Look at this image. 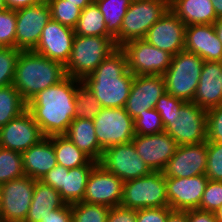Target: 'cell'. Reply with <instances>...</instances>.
Returning a JSON list of instances; mask_svg holds the SVG:
<instances>
[{"instance_id": "obj_1", "label": "cell", "mask_w": 222, "mask_h": 222, "mask_svg": "<svg viewBox=\"0 0 222 222\" xmlns=\"http://www.w3.org/2000/svg\"><path fill=\"white\" fill-rule=\"evenodd\" d=\"M81 80L66 76L61 82L40 91L27 103L44 135H64L74 119L75 95Z\"/></svg>"}, {"instance_id": "obj_2", "label": "cell", "mask_w": 222, "mask_h": 222, "mask_svg": "<svg viewBox=\"0 0 222 222\" xmlns=\"http://www.w3.org/2000/svg\"><path fill=\"white\" fill-rule=\"evenodd\" d=\"M124 51L117 47L81 83L98 99L102 108L124 107L134 79Z\"/></svg>"}, {"instance_id": "obj_3", "label": "cell", "mask_w": 222, "mask_h": 222, "mask_svg": "<svg viewBox=\"0 0 222 222\" xmlns=\"http://www.w3.org/2000/svg\"><path fill=\"white\" fill-rule=\"evenodd\" d=\"M65 66L33 50L21 51L15 67L13 86L28 103L40 91L61 82Z\"/></svg>"}, {"instance_id": "obj_4", "label": "cell", "mask_w": 222, "mask_h": 222, "mask_svg": "<svg viewBox=\"0 0 222 222\" xmlns=\"http://www.w3.org/2000/svg\"><path fill=\"white\" fill-rule=\"evenodd\" d=\"M116 48L113 37L75 35L71 55L65 65L67 76L82 80Z\"/></svg>"}, {"instance_id": "obj_5", "label": "cell", "mask_w": 222, "mask_h": 222, "mask_svg": "<svg viewBox=\"0 0 222 222\" xmlns=\"http://www.w3.org/2000/svg\"><path fill=\"white\" fill-rule=\"evenodd\" d=\"M204 60L186 50L172 56L171 64L165 72V88L170 95L192 102L198 87Z\"/></svg>"}, {"instance_id": "obj_6", "label": "cell", "mask_w": 222, "mask_h": 222, "mask_svg": "<svg viewBox=\"0 0 222 222\" xmlns=\"http://www.w3.org/2000/svg\"><path fill=\"white\" fill-rule=\"evenodd\" d=\"M170 9V0L132 1L125 16L119 35L115 38L116 47L127 42L144 39L148 30Z\"/></svg>"}, {"instance_id": "obj_7", "label": "cell", "mask_w": 222, "mask_h": 222, "mask_svg": "<svg viewBox=\"0 0 222 222\" xmlns=\"http://www.w3.org/2000/svg\"><path fill=\"white\" fill-rule=\"evenodd\" d=\"M127 209L169 207L166 177L162 171H152L144 177L123 183V197L120 204Z\"/></svg>"}, {"instance_id": "obj_8", "label": "cell", "mask_w": 222, "mask_h": 222, "mask_svg": "<svg viewBox=\"0 0 222 222\" xmlns=\"http://www.w3.org/2000/svg\"><path fill=\"white\" fill-rule=\"evenodd\" d=\"M93 122L99 146L103 150L131 142L135 136L134 119L124 107L102 108Z\"/></svg>"}, {"instance_id": "obj_9", "label": "cell", "mask_w": 222, "mask_h": 222, "mask_svg": "<svg viewBox=\"0 0 222 222\" xmlns=\"http://www.w3.org/2000/svg\"><path fill=\"white\" fill-rule=\"evenodd\" d=\"M164 128L178 146L207 141V110L194 102H185L179 116L170 120Z\"/></svg>"}, {"instance_id": "obj_10", "label": "cell", "mask_w": 222, "mask_h": 222, "mask_svg": "<svg viewBox=\"0 0 222 222\" xmlns=\"http://www.w3.org/2000/svg\"><path fill=\"white\" fill-rule=\"evenodd\" d=\"M35 182L24 175L0 185V222H25Z\"/></svg>"}, {"instance_id": "obj_11", "label": "cell", "mask_w": 222, "mask_h": 222, "mask_svg": "<svg viewBox=\"0 0 222 222\" xmlns=\"http://www.w3.org/2000/svg\"><path fill=\"white\" fill-rule=\"evenodd\" d=\"M127 58V68L134 75H164L172 55L144 39L127 42L120 47Z\"/></svg>"}, {"instance_id": "obj_12", "label": "cell", "mask_w": 222, "mask_h": 222, "mask_svg": "<svg viewBox=\"0 0 222 222\" xmlns=\"http://www.w3.org/2000/svg\"><path fill=\"white\" fill-rule=\"evenodd\" d=\"M97 164L92 160L88 165L71 169L57 164L40 181L59 191L63 201L72 205L83 200L89 175Z\"/></svg>"}, {"instance_id": "obj_13", "label": "cell", "mask_w": 222, "mask_h": 222, "mask_svg": "<svg viewBox=\"0 0 222 222\" xmlns=\"http://www.w3.org/2000/svg\"><path fill=\"white\" fill-rule=\"evenodd\" d=\"M99 164L123 182L144 177L152 172L137 154L132 141L106 148Z\"/></svg>"}, {"instance_id": "obj_14", "label": "cell", "mask_w": 222, "mask_h": 222, "mask_svg": "<svg viewBox=\"0 0 222 222\" xmlns=\"http://www.w3.org/2000/svg\"><path fill=\"white\" fill-rule=\"evenodd\" d=\"M16 36L15 48L31 51L36 48L45 25L51 20L48 2L15 10Z\"/></svg>"}, {"instance_id": "obj_15", "label": "cell", "mask_w": 222, "mask_h": 222, "mask_svg": "<svg viewBox=\"0 0 222 222\" xmlns=\"http://www.w3.org/2000/svg\"><path fill=\"white\" fill-rule=\"evenodd\" d=\"M123 183L119 177L98 163L89 175L82 201L110 208L120 206L123 197Z\"/></svg>"}, {"instance_id": "obj_16", "label": "cell", "mask_w": 222, "mask_h": 222, "mask_svg": "<svg viewBox=\"0 0 222 222\" xmlns=\"http://www.w3.org/2000/svg\"><path fill=\"white\" fill-rule=\"evenodd\" d=\"M165 92L163 75H135L124 109L135 119L145 110L155 108L159 98Z\"/></svg>"}, {"instance_id": "obj_17", "label": "cell", "mask_w": 222, "mask_h": 222, "mask_svg": "<svg viewBox=\"0 0 222 222\" xmlns=\"http://www.w3.org/2000/svg\"><path fill=\"white\" fill-rule=\"evenodd\" d=\"M42 138L44 135L28 110L0 127V145L12 151L22 153Z\"/></svg>"}, {"instance_id": "obj_18", "label": "cell", "mask_w": 222, "mask_h": 222, "mask_svg": "<svg viewBox=\"0 0 222 222\" xmlns=\"http://www.w3.org/2000/svg\"><path fill=\"white\" fill-rule=\"evenodd\" d=\"M186 25L170 9L147 32L146 40L172 56L185 48Z\"/></svg>"}, {"instance_id": "obj_19", "label": "cell", "mask_w": 222, "mask_h": 222, "mask_svg": "<svg viewBox=\"0 0 222 222\" xmlns=\"http://www.w3.org/2000/svg\"><path fill=\"white\" fill-rule=\"evenodd\" d=\"M137 154L152 171H163L178 147L174 138L161 132L152 135H137L132 139Z\"/></svg>"}, {"instance_id": "obj_20", "label": "cell", "mask_w": 222, "mask_h": 222, "mask_svg": "<svg viewBox=\"0 0 222 222\" xmlns=\"http://www.w3.org/2000/svg\"><path fill=\"white\" fill-rule=\"evenodd\" d=\"M207 141L180 145L162 171L165 177L189 178L206 173Z\"/></svg>"}, {"instance_id": "obj_21", "label": "cell", "mask_w": 222, "mask_h": 222, "mask_svg": "<svg viewBox=\"0 0 222 222\" xmlns=\"http://www.w3.org/2000/svg\"><path fill=\"white\" fill-rule=\"evenodd\" d=\"M74 37V29L51 19L43 28L33 51L65 66L71 55Z\"/></svg>"}, {"instance_id": "obj_22", "label": "cell", "mask_w": 222, "mask_h": 222, "mask_svg": "<svg viewBox=\"0 0 222 222\" xmlns=\"http://www.w3.org/2000/svg\"><path fill=\"white\" fill-rule=\"evenodd\" d=\"M208 180L205 174L189 178L166 177L169 207L174 210L198 209Z\"/></svg>"}, {"instance_id": "obj_23", "label": "cell", "mask_w": 222, "mask_h": 222, "mask_svg": "<svg viewBox=\"0 0 222 222\" xmlns=\"http://www.w3.org/2000/svg\"><path fill=\"white\" fill-rule=\"evenodd\" d=\"M184 50L197 54L204 61L222 62V42L213 24L186 26Z\"/></svg>"}, {"instance_id": "obj_24", "label": "cell", "mask_w": 222, "mask_h": 222, "mask_svg": "<svg viewBox=\"0 0 222 222\" xmlns=\"http://www.w3.org/2000/svg\"><path fill=\"white\" fill-rule=\"evenodd\" d=\"M222 62L204 61L192 102L209 110L222 104Z\"/></svg>"}, {"instance_id": "obj_25", "label": "cell", "mask_w": 222, "mask_h": 222, "mask_svg": "<svg viewBox=\"0 0 222 222\" xmlns=\"http://www.w3.org/2000/svg\"><path fill=\"white\" fill-rule=\"evenodd\" d=\"M21 154L24 175L36 181H40L51 168L57 165L51 136L42 138Z\"/></svg>"}, {"instance_id": "obj_26", "label": "cell", "mask_w": 222, "mask_h": 222, "mask_svg": "<svg viewBox=\"0 0 222 222\" xmlns=\"http://www.w3.org/2000/svg\"><path fill=\"white\" fill-rule=\"evenodd\" d=\"M170 10L186 26L213 24L218 19L212 0H170Z\"/></svg>"}, {"instance_id": "obj_27", "label": "cell", "mask_w": 222, "mask_h": 222, "mask_svg": "<svg viewBox=\"0 0 222 222\" xmlns=\"http://www.w3.org/2000/svg\"><path fill=\"white\" fill-rule=\"evenodd\" d=\"M64 135L92 160L101 161L104 150L99 146L93 120L73 119Z\"/></svg>"}, {"instance_id": "obj_28", "label": "cell", "mask_w": 222, "mask_h": 222, "mask_svg": "<svg viewBox=\"0 0 222 222\" xmlns=\"http://www.w3.org/2000/svg\"><path fill=\"white\" fill-rule=\"evenodd\" d=\"M65 204L59 191L41 181H36L25 222H40L49 212L62 208Z\"/></svg>"}, {"instance_id": "obj_29", "label": "cell", "mask_w": 222, "mask_h": 222, "mask_svg": "<svg viewBox=\"0 0 222 222\" xmlns=\"http://www.w3.org/2000/svg\"><path fill=\"white\" fill-rule=\"evenodd\" d=\"M57 164L67 169L76 168L82 165H88L92 159L81 151L65 135L51 136Z\"/></svg>"}, {"instance_id": "obj_30", "label": "cell", "mask_w": 222, "mask_h": 222, "mask_svg": "<svg viewBox=\"0 0 222 222\" xmlns=\"http://www.w3.org/2000/svg\"><path fill=\"white\" fill-rule=\"evenodd\" d=\"M132 0H94L102 13L106 31L115 39L121 30L125 16Z\"/></svg>"}, {"instance_id": "obj_31", "label": "cell", "mask_w": 222, "mask_h": 222, "mask_svg": "<svg viewBox=\"0 0 222 222\" xmlns=\"http://www.w3.org/2000/svg\"><path fill=\"white\" fill-rule=\"evenodd\" d=\"M74 32L80 36L112 37L106 31L105 19L94 2L82 10Z\"/></svg>"}, {"instance_id": "obj_32", "label": "cell", "mask_w": 222, "mask_h": 222, "mask_svg": "<svg viewBox=\"0 0 222 222\" xmlns=\"http://www.w3.org/2000/svg\"><path fill=\"white\" fill-rule=\"evenodd\" d=\"M27 110V103L13 85L0 87V127Z\"/></svg>"}, {"instance_id": "obj_33", "label": "cell", "mask_w": 222, "mask_h": 222, "mask_svg": "<svg viewBox=\"0 0 222 222\" xmlns=\"http://www.w3.org/2000/svg\"><path fill=\"white\" fill-rule=\"evenodd\" d=\"M23 176L22 154L0 147V185Z\"/></svg>"}, {"instance_id": "obj_34", "label": "cell", "mask_w": 222, "mask_h": 222, "mask_svg": "<svg viewBox=\"0 0 222 222\" xmlns=\"http://www.w3.org/2000/svg\"><path fill=\"white\" fill-rule=\"evenodd\" d=\"M75 104L74 119L93 120L102 109L98 99L82 83L78 85L75 95Z\"/></svg>"}, {"instance_id": "obj_35", "label": "cell", "mask_w": 222, "mask_h": 222, "mask_svg": "<svg viewBox=\"0 0 222 222\" xmlns=\"http://www.w3.org/2000/svg\"><path fill=\"white\" fill-rule=\"evenodd\" d=\"M47 2L50 6L52 20L72 29L75 28L82 9L67 0H47Z\"/></svg>"}, {"instance_id": "obj_36", "label": "cell", "mask_w": 222, "mask_h": 222, "mask_svg": "<svg viewBox=\"0 0 222 222\" xmlns=\"http://www.w3.org/2000/svg\"><path fill=\"white\" fill-rule=\"evenodd\" d=\"M110 207L83 201L72 204V222H107Z\"/></svg>"}, {"instance_id": "obj_37", "label": "cell", "mask_w": 222, "mask_h": 222, "mask_svg": "<svg viewBox=\"0 0 222 222\" xmlns=\"http://www.w3.org/2000/svg\"><path fill=\"white\" fill-rule=\"evenodd\" d=\"M134 130L137 135H152L164 132L165 128L160 114L152 108L134 119Z\"/></svg>"}, {"instance_id": "obj_38", "label": "cell", "mask_w": 222, "mask_h": 222, "mask_svg": "<svg viewBox=\"0 0 222 222\" xmlns=\"http://www.w3.org/2000/svg\"><path fill=\"white\" fill-rule=\"evenodd\" d=\"M20 52V49L0 47V87L13 84L16 62Z\"/></svg>"}, {"instance_id": "obj_39", "label": "cell", "mask_w": 222, "mask_h": 222, "mask_svg": "<svg viewBox=\"0 0 222 222\" xmlns=\"http://www.w3.org/2000/svg\"><path fill=\"white\" fill-rule=\"evenodd\" d=\"M209 180L222 181V143L207 140V169Z\"/></svg>"}, {"instance_id": "obj_40", "label": "cell", "mask_w": 222, "mask_h": 222, "mask_svg": "<svg viewBox=\"0 0 222 222\" xmlns=\"http://www.w3.org/2000/svg\"><path fill=\"white\" fill-rule=\"evenodd\" d=\"M16 13L5 9L0 12V47L15 48Z\"/></svg>"}, {"instance_id": "obj_41", "label": "cell", "mask_w": 222, "mask_h": 222, "mask_svg": "<svg viewBox=\"0 0 222 222\" xmlns=\"http://www.w3.org/2000/svg\"><path fill=\"white\" fill-rule=\"evenodd\" d=\"M184 103V100L178 99L167 92L159 98L154 109L160 114L164 127L170 120L179 116L180 108Z\"/></svg>"}, {"instance_id": "obj_42", "label": "cell", "mask_w": 222, "mask_h": 222, "mask_svg": "<svg viewBox=\"0 0 222 222\" xmlns=\"http://www.w3.org/2000/svg\"><path fill=\"white\" fill-rule=\"evenodd\" d=\"M222 205V181L208 180L199 210L215 212Z\"/></svg>"}, {"instance_id": "obj_43", "label": "cell", "mask_w": 222, "mask_h": 222, "mask_svg": "<svg viewBox=\"0 0 222 222\" xmlns=\"http://www.w3.org/2000/svg\"><path fill=\"white\" fill-rule=\"evenodd\" d=\"M207 140L222 143V104L207 110Z\"/></svg>"}, {"instance_id": "obj_44", "label": "cell", "mask_w": 222, "mask_h": 222, "mask_svg": "<svg viewBox=\"0 0 222 222\" xmlns=\"http://www.w3.org/2000/svg\"><path fill=\"white\" fill-rule=\"evenodd\" d=\"M168 207L143 208L137 210L136 222H166Z\"/></svg>"}, {"instance_id": "obj_45", "label": "cell", "mask_w": 222, "mask_h": 222, "mask_svg": "<svg viewBox=\"0 0 222 222\" xmlns=\"http://www.w3.org/2000/svg\"><path fill=\"white\" fill-rule=\"evenodd\" d=\"M136 218V209H127L117 206L110 209L107 222H136Z\"/></svg>"}, {"instance_id": "obj_46", "label": "cell", "mask_w": 222, "mask_h": 222, "mask_svg": "<svg viewBox=\"0 0 222 222\" xmlns=\"http://www.w3.org/2000/svg\"><path fill=\"white\" fill-rule=\"evenodd\" d=\"M40 222H72L71 205L65 204L62 208L49 212Z\"/></svg>"}, {"instance_id": "obj_47", "label": "cell", "mask_w": 222, "mask_h": 222, "mask_svg": "<svg viewBox=\"0 0 222 222\" xmlns=\"http://www.w3.org/2000/svg\"><path fill=\"white\" fill-rule=\"evenodd\" d=\"M188 222H218L214 212L199 209L187 210Z\"/></svg>"}, {"instance_id": "obj_48", "label": "cell", "mask_w": 222, "mask_h": 222, "mask_svg": "<svg viewBox=\"0 0 222 222\" xmlns=\"http://www.w3.org/2000/svg\"><path fill=\"white\" fill-rule=\"evenodd\" d=\"M47 0H5L7 9L17 10L20 8L45 3Z\"/></svg>"}, {"instance_id": "obj_49", "label": "cell", "mask_w": 222, "mask_h": 222, "mask_svg": "<svg viewBox=\"0 0 222 222\" xmlns=\"http://www.w3.org/2000/svg\"><path fill=\"white\" fill-rule=\"evenodd\" d=\"M166 222H188L187 210H174L168 207Z\"/></svg>"}, {"instance_id": "obj_50", "label": "cell", "mask_w": 222, "mask_h": 222, "mask_svg": "<svg viewBox=\"0 0 222 222\" xmlns=\"http://www.w3.org/2000/svg\"><path fill=\"white\" fill-rule=\"evenodd\" d=\"M67 2L76 4L78 8L83 10L86 6H89L90 4H92L94 0H67Z\"/></svg>"}, {"instance_id": "obj_51", "label": "cell", "mask_w": 222, "mask_h": 222, "mask_svg": "<svg viewBox=\"0 0 222 222\" xmlns=\"http://www.w3.org/2000/svg\"><path fill=\"white\" fill-rule=\"evenodd\" d=\"M215 32L217 34V37L222 42V17L218 18L214 23Z\"/></svg>"}, {"instance_id": "obj_52", "label": "cell", "mask_w": 222, "mask_h": 222, "mask_svg": "<svg viewBox=\"0 0 222 222\" xmlns=\"http://www.w3.org/2000/svg\"><path fill=\"white\" fill-rule=\"evenodd\" d=\"M212 3L217 18L222 17V0H212Z\"/></svg>"}, {"instance_id": "obj_53", "label": "cell", "mask_w": 222, "mask_h": 222, "mask_svg": "<svg viewBox=\"0 0 222 222\" xmlns=\"http://www.w3.org/2000/svg\"><path fill=\"white\" fill-rule=\"evenodd\" d=\"M218 222H222V205L214 212Z\"/></svg>"}, {"instance_id": "obj_54", "label": "cell", "mask_w": 222, "mask_h": 222, "mask_svg": "<svg viewBox=\"0 0 222 222\" xmlns=\"http://www.w3.org/2000/svg\"><path fill=\"white\" fill-rule=\"evenodd\" d=\"M5 9H7L5 0H0V12L4 11Z\"/></svg>"}]
</instances>
